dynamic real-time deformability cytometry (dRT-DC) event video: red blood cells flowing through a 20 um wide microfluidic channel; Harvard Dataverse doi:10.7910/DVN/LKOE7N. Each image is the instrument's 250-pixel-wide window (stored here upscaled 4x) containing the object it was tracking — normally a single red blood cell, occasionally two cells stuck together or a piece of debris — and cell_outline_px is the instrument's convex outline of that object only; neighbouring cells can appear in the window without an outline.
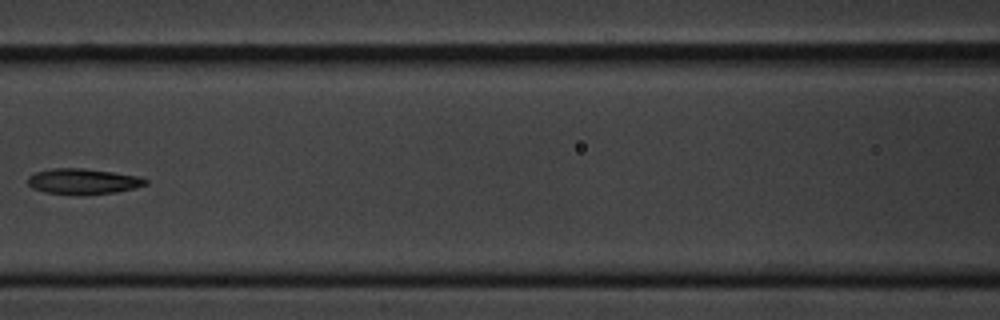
{"species": "common noctule bat (a hibernating species)", "species_latin": "Nyctalus noctula", "temperature_condition": "cold", "stored_images_in_passage": 9, "camera_frame_rate_fps": 3000, "um_per_image_px": 0.085, "animal": {"sex": "male", "body_mass_g": 20.1, "forearm_length_mm": 53.5}, "frame": {"image": 1, "passage_image": 6, "time_ms": 5.667, "image_size_px": [1000, 320], "cell_outline_px": [[148, 184], [136, 188], [116, 192], [44, 192], [32, 188], [28, 184], [28, 176], [36, 172], [52, 168], [84, 168], [140, 176], [148, 180]], "centroid_in_image_um": [7.09, 15.37], "position_along_channel_um": 159.5, "area_um2": 16.88}}
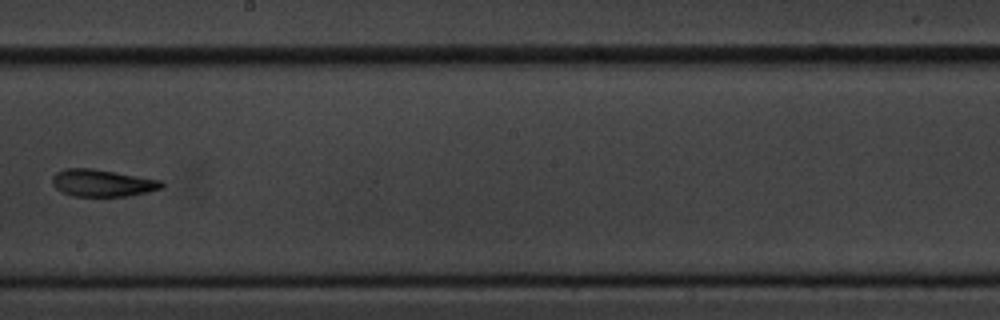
{"frame": {"image": 2, "passage_image": 8, "time_ms": 8.0, "image_size_px": [1000, 320], "cell_outline_px": [[164, 188], [148, 192], [128, 196], [72, 196], [60, 192], [52, 184], [52, 176], [56, 172], [68, 168], [92, 168], [160, 180], [164, 184]], "centroid_in_image_um": [8.68, 15.56], "position_along_channel_um": 239.5, "area_um2": 17.34}}
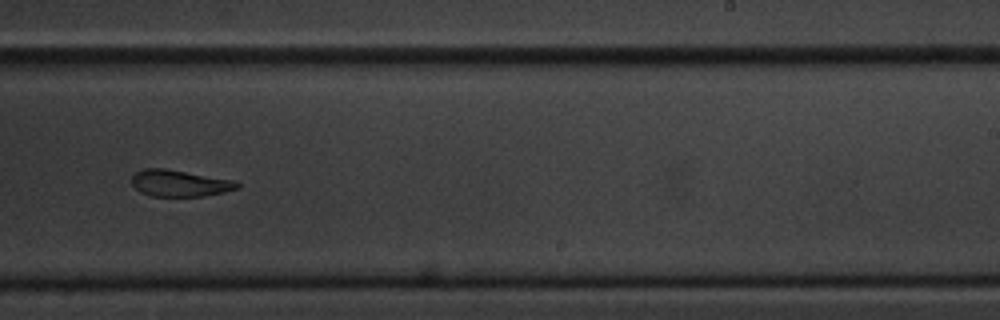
{"frame": {"image": 3, "passage_image": 9, "time_ms": 9.0, "image_size_px": [1000, 320], "cell_outline_px": [[240, 188], [224, 192], [204, 196], [152, 196], [140, 192], [132, 184], [132, 176], [136, 172], [144, 168], [164, 168], [236, 180], [240, 184]], "centroid_in_image_um": [15.3, 15.57], "position_along_channel_um": 273.7, "area_um2": 16.42}}